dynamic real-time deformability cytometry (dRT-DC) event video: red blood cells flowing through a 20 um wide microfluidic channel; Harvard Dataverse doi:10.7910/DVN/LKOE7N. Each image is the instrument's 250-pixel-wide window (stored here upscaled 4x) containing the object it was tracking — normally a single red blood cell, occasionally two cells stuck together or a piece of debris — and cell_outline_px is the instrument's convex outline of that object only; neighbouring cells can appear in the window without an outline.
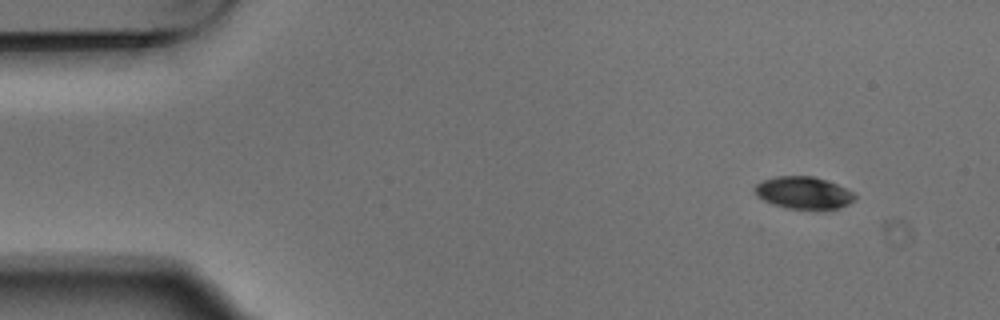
{"species": "Egyptian fruit bat (a non-hibernating species)", "species_latin": "Rousettus aegyptiacus", "temperature_condition": "warm", "stored_images_in_passage": 4, "camera_frame_rate_fps": 3000, "um_per_image_px": 0.085, "animal": {"sex": "male"}, "frame": {"image": 1, "passage_image": 1, "time_ms": 0.0, "image_size_px": [1000, 320], "cell_outline_px": [[856, 200], [840, 208], [824, 212], [784, 208], [772, 204], [756, 196], [752, 188], [756, 184], [764, 180], [776, 176], [812, 176], [836, 184], [852, 192], [856, 196]], "centroid_in_image_um": [68.3, 16.44], "position_along_channel_um": 16.7, "area_um2": 19.42}}
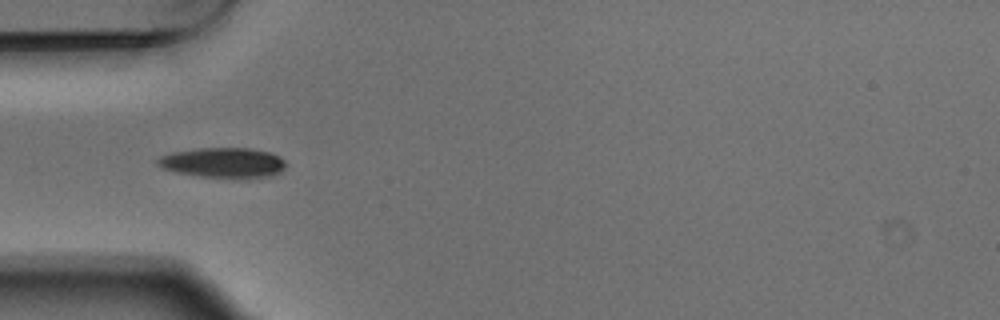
{"frame": {"image": 2, "passage_image": 4, "time_ms": 1.0, "image_size_px": [1000, 320], "cell_outline_px": [[288, 164], [280, 172], [272, 176], [244, 180], [200, 176], [176, 172], [164, 168], [156, 164], [156, 160], [160, 156], [172, 152], [200, 148], [248, 148], [272, 152], [280, 156]], "centroid_in_image_um": [19.04, 13.85], "position_along_channel_um": 66.0, "area_um2": 23.12}}